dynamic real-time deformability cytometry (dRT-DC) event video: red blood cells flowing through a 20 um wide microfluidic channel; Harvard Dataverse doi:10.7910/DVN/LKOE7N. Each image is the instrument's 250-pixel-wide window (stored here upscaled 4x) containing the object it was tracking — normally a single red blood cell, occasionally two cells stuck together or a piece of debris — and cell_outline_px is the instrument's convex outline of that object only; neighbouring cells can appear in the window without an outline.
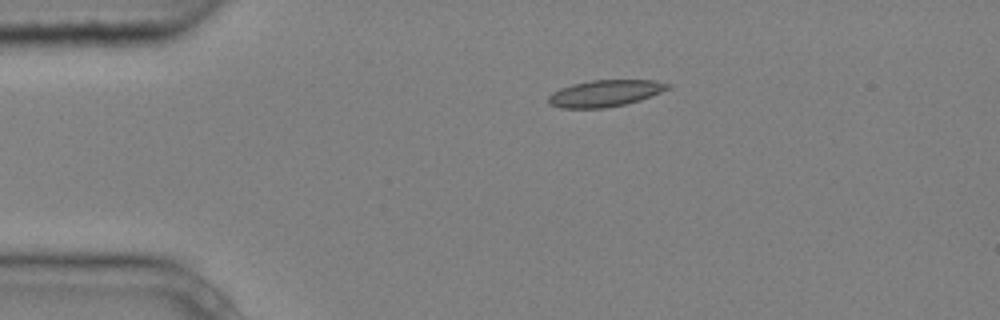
{"species": "common noctule bat (a hibernating species)", "species_latin": "Nyctalus noctula", "temperature_condition": "cold", "stored_images_in_passage": 4, "camera_frame_rate_fps": 3000, "um_per_image_px": 0.085, "animal": {"sex": "male", "body_mass_g": 20.4}, "frame": {"image": 1, "passage_image": 3, "time_ms": 0.667, "image_size_px": [1000, 320], "cell_outline_px": [[672, 88], [640, 100], [624, 104], [604, 108], [560, 108], [548, 104], [548, 96], [552, 92], [560, 88], [572, 84], [592, 80], [656, 80], [672, 84]], "centroid_in_image_um": [51.44, 7.92], "position_along_channel_um": 33.6, "area_um2": 18.67}}